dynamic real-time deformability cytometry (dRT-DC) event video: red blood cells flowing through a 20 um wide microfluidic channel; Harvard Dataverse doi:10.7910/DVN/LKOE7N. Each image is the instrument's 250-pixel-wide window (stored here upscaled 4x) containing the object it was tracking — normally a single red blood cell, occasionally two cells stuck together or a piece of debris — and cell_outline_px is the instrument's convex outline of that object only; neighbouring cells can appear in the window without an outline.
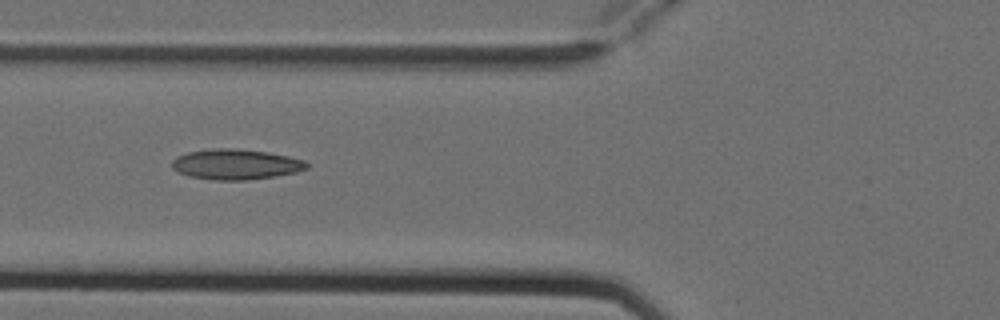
{"species": "Egyptian fruit bat (a non-hibernating species)", "species_latin": "Rousettus aegyptiacus", "temperature_condition": "cold", "stored_images_in_passage": 7, "camera_frame_rate_fps": 3000, "um_per_image_px": 0.085, "animal": {"sex": "female"}, "frame": {"image": 1, "passage_image": 5, "time_ms": 1.333, "image_size_px": [1000, 320], "cell_outline_px": [[308, 168], [296, 172], [248, 180], [212, 180], [188, 176], [172, 168], [172, 160], [176, 156], [188, 152], [212, 148], [236, 148], [268, 152], [288, 156], [304, 160], [308, 164]], "centroid_in_image_um": [20.02, 13.96], "position_along_channel_um": 105.8, "area_um2": 23.87}}
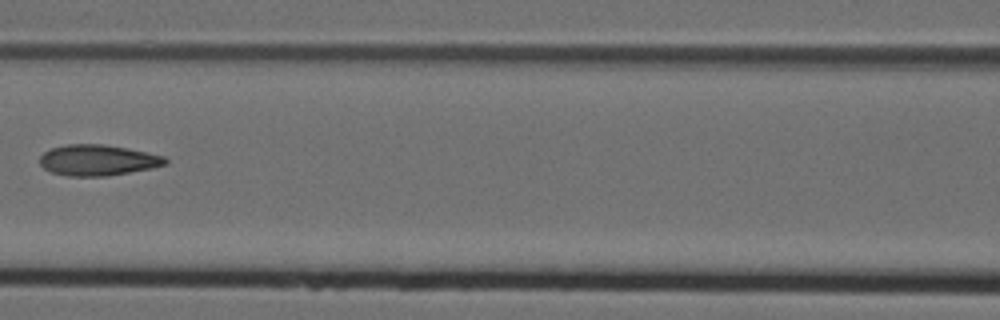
{"frame": {"image": 2, "passage_image": 6, "time_ms": 1.667, "image_size_px": [1000, 320], "cell_outline_px": [[168, 164], [152, 168], [108, 176], [68, 176], [52, 172], [44, 168], [40, 164], [40, 156], [44, 152], [52, 148], [68, 144], [104, 144], [128, 148], [164, 156], [168, 160]], "centroid_in_image_um": [8.33, 13.61], "position_along_channel_um": 158.3, "area_um2": 22.6}}
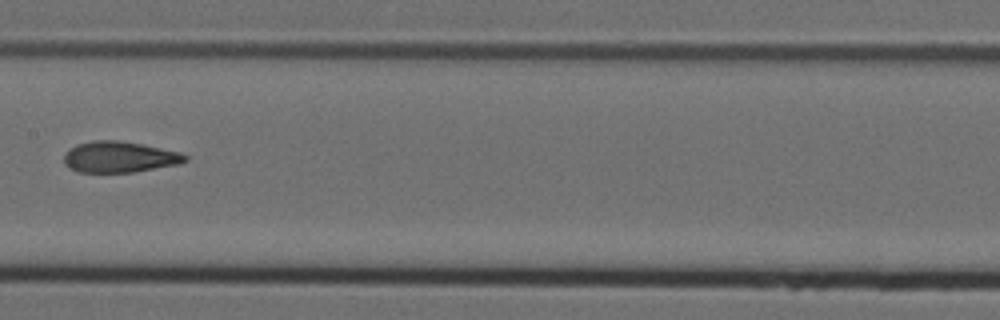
{"frame": {"image": 3, "passage_image": 7, "time_ms": 2.0, "image_size_px": [1000, 320], "cell_outline_px": [[188, 160], [180, 164], [132, 172], [80, 172], [64, 164], [64, 152], [76, 144], [92, 140], [120, 140], [144, 144], [180, 152], [188, 156]], "centroid_in_image_um": [10.16, 13.33], "position_along_channel_um": 197.2, "area_um2": 22.08}}